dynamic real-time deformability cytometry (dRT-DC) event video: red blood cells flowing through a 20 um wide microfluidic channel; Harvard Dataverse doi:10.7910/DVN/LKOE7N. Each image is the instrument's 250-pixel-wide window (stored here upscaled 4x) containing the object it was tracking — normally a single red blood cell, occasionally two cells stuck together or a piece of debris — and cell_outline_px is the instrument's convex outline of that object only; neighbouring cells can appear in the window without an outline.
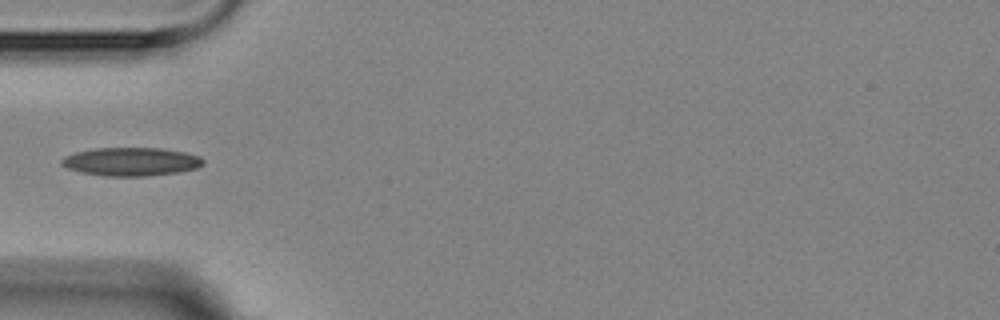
{"species": "Egyptian fruit bat (a non-hibernating species)", "species_latin": "Rousettus aegyptiacus", "temperature_condition": "room temperature", "stored_images_in_passage": 11, "camera_frame_rate_fps": 3000, "um_per_image_px": 0.085, "animal": {"sex": "female"}, "frame": {"image": 1, "passage_image": 1, "time_ms": 0.0, "image_size_px": [1000, 320], "cell_outline_px": [[204, 164], [196, 168], [176, 172], [148, 176], [104, 176], [80, 172], [68, 168], [60, 164], [60, 160], [64, 156], [76, 152], [96, 148], [160, 148], [184, 152], [200, 156], [204, 160]], "centroid_in_image_um": [11.12, 13.74], "position_along_channel_um": 73.9, "area_um2": 23.41}}
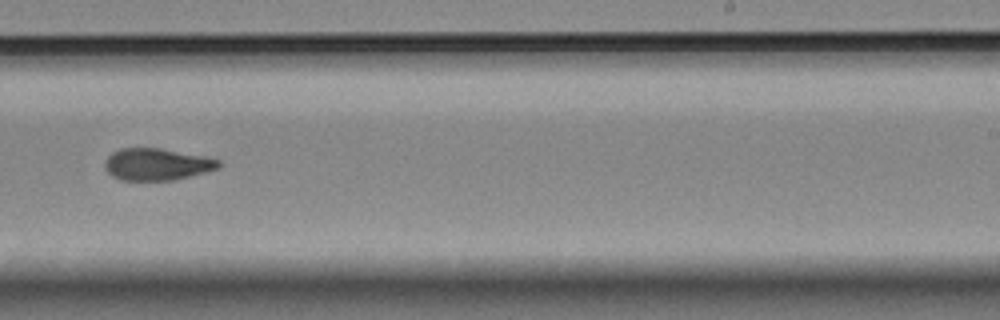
{"frame": {"image": 2, "passage_image": 6, "time_ms": 5.667, "image_size_px": [1000, 320], "cell_outline_px": [[220, 168], [172, 180], [120, 180], [112, 176], [104, 168], [104, 164], [108, 156], [112, 152], [120, 148], [160, 148], [204, 156], [220, 160]], "centroid_in_image_um": [13.3, 13.96], "position_along_channel_um": 275.7, "area_um2": 21.1}}
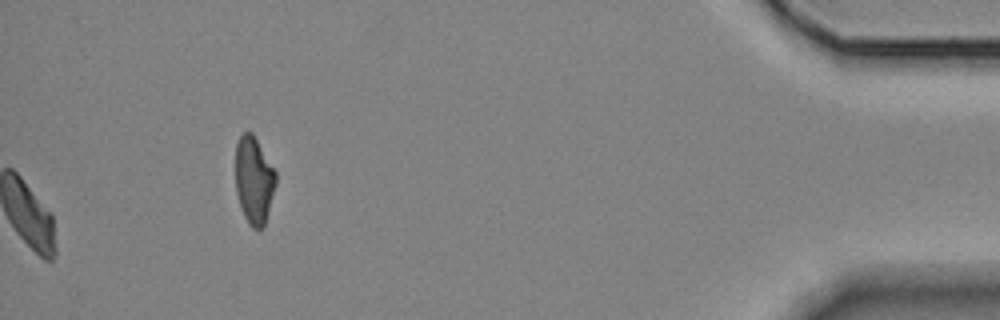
{"frame": {"image": 3, "passage_image": 11, "time_ms": 11.333, "image_size_px": [1000, 320], "cell_outline_px": [[276, 184], [264, 224], [260, 228], [252, 228], [248, 224], [240, 208], [236, 192], [236, 144], [240, 136], [244, 132], [252, 132], [276, 172]], "centroid_in_image_um": [21.57, 15.31], "position_along_channel_um": 413.6, "area_um2": 20.29}}